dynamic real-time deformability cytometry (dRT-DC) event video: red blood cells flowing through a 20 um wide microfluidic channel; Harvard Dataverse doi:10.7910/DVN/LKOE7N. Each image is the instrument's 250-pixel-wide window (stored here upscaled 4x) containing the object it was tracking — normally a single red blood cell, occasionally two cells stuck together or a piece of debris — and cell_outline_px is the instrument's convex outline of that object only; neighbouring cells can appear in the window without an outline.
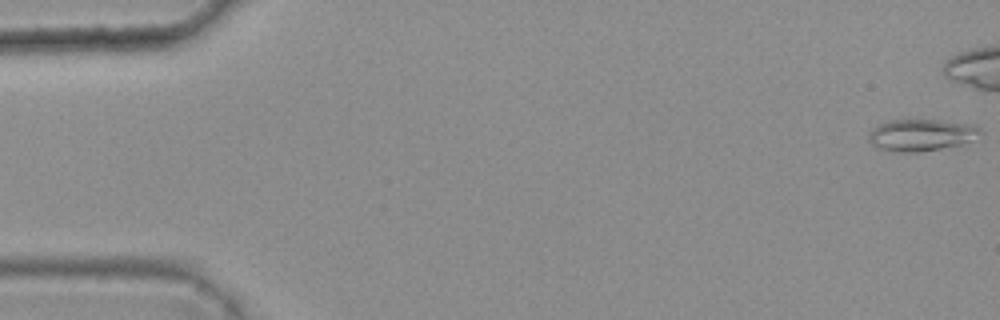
{"species": "common noctule bat (a hibernating species)", "species_latin": "Nyctalus noctula", "temperature_condition": "warm", "stored_images_in_passage": 48, "camera_frame_rate_fps": 3000, "um_per_image_px": 0.085, "animal": {"sex": "female", "body_mass_g": 25.1}, "frame": {"image": 1, "passage_image": 1, "time_ms": 0.0, "image_size_px": [1000, 320], "cell_outline_px": [[984, 132], [964, 144], [916, 152], [896, 152], [876, 148], [868, 140], [868, 132], [872, 128], [888, 120], [940, 120], [976, 124]], "centroid_in_image_um": [78.31, 11.47], "position_along_channel_um": 6.7, "area_um2": 20.92}}
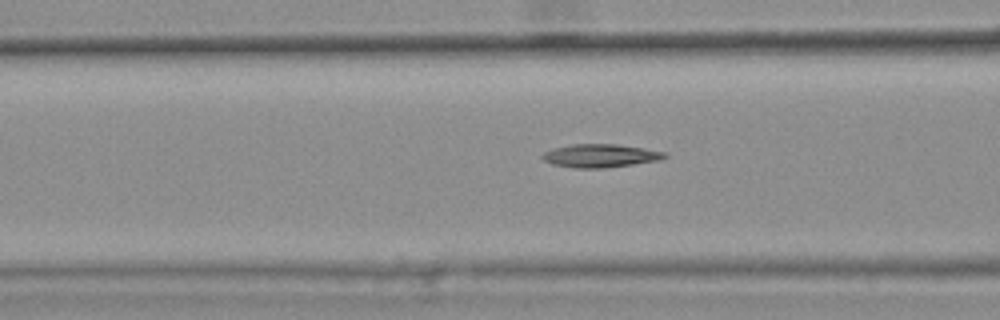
{"frame": {"image": 2, "passage_image": 21, "time_ms": 6.667, "image_size_px": [1000, 320], "cell_outline_px": [[668, 156], [660, 160], [604, 168], [576, 168], [552, 164], [544, 160], [540, 156], [544, 152], [556, 148], [572, 144], [616, 144], [644, 148], [668, 152]], "centroid_in_image_um": [51.06, 13.23], "position_along_channel_um": 115.5, "area_um2": 16.53}}
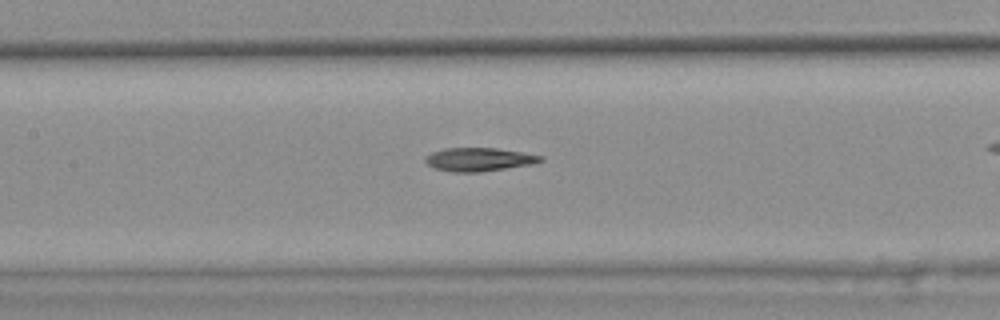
{"frame": {"image": 3, "passage_image": 25, "time_ms": 8.0, "image_size_px": [1000, 320], "cell_outline_px": [[544, 160], [532, 164], [480, 172], [452, 172], [436, 168], [428, 164], [424, 160], [424, 156], [432, 152], [444, 148], [496, 148], [524, 152], [544, 156]], "centroid_in_image_um": [40.72, 13.54], "position_along_channel_um": 166.7, "area_um2": 15.78}, "authors_computed_cell_mechanics": {"area_um2": 15.9239, "velocity_mm_per_s": 3.8293, "shape_relaxation_time_tau1_ms": null, "shape_relaxation_time_tau2_ms": 9.8153, "deformation_change_tau1": null, "deformation_change_tau2": 0.2475}}